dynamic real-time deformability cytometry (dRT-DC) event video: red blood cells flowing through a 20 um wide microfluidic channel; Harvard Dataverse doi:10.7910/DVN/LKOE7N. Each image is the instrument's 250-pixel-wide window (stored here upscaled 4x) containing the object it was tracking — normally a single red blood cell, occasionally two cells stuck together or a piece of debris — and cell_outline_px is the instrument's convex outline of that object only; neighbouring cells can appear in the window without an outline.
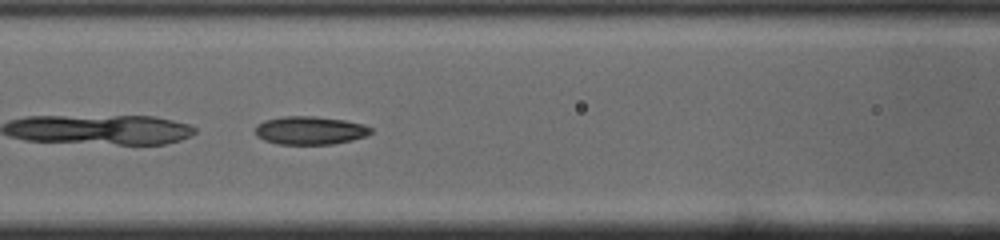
{"species": "common noctule bat (a hibernating species)", "species_latin": "Nyctalus noctula", "temperature_condition": "cold", "stored_images_in_passage": 46, "camera_frame_rate_fps": 3000, "um_per_image_px": 0.085, "animal": {"sex": "male", "body_mass_g": 19.0, "forearm_length_mm": 50.8}, "frame": {"image": 1, "passage_image": 18, "time_ms": 5.667, "image_size_px": [1000, 240], "cell_outline_px": [[372, 132], [364, 136], [352, 140], [332, 144], [276, 144], [264, 140], [256, 136], [256, 124], [264, 120], [284, 116], [316, 116], [344, 120], [364, 124], [372, 128]], "centroid_in_image_um": [26.33, 11.08], "position_along_channel_um": 140.3, "area_um2": 19.07}}
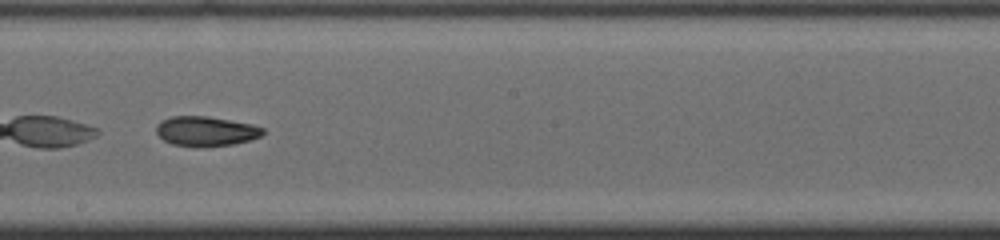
{"frame": {"image": 2, "passage_image": 25, "time_ms": 8.0, "image_size_px": [1000, 240], "cell_outline_px": [[264, 132], [260, 136], [248, 140], [232, 144], [196, 148], [172, 144], [164, 140], [156, 132], [156, 124], [160, 120], [172, 116], [208, 116], [252, 124], [264, 128]], "centroid_in_image_um": [17.46, 11.15], "position_along_channel_um": 230.7, "area_um2": 18.61}}
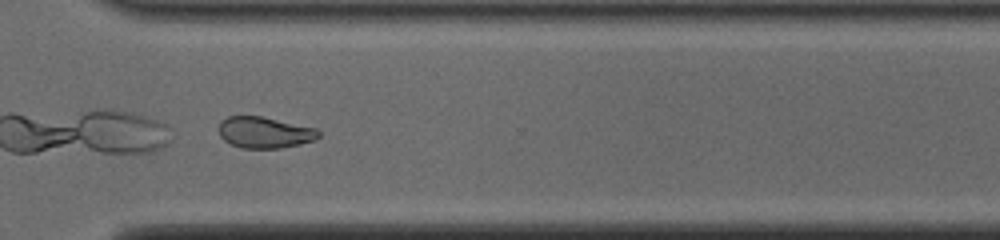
{"frame": {"image": 3, "passage_image": 34, "time_ms": 11.0, "image_size_px": [1000, 240], "cell_outline_px": [[320, 136], [312, 140], [300, 144], [280, 148], [244, 148], [232, 144], [224, 140], [220, 136], [220, 120], [228, 116], [260, 116], [316, 128], [320, 132]], "centroid_in_image_um": [22.48, 11.25], "position_along_channel_um": 348.1, "area_um2": 17.98}, "authors_computed_cell_mechanics": {"area_um2": 20.5479, "velocity_mm_per_s": 3.8911, "shape_relaxation_time_tau1_ms": null, "shape_relaxation_time_tau2_ms": 7.805, "deformation_change_tau1": null, "deformation_change_tau2": 0.1338}}